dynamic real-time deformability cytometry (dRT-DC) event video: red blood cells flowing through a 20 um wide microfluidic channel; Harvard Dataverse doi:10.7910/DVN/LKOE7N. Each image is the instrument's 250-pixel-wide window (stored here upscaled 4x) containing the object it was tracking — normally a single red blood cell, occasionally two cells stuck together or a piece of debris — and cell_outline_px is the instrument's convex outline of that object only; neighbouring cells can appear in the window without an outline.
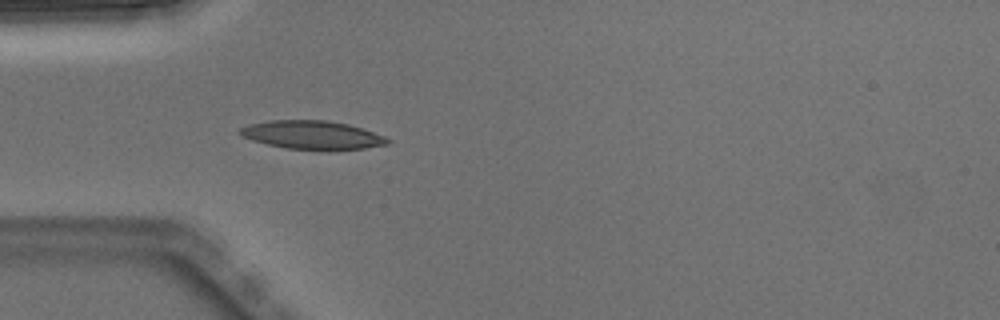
{"species": "Egyptian fruit bat (a non-hibernating species)", "species_latin": "Rousettus aegyptiacus", "temperature_condition": "warm", "stored_images_in_passage": 3, "camera_frame_rate_fps": 3000, "um_per_image_px": 0.085, "animal": {"sex": "male"}, "frame": {"image": 1, "passage_image": 3, "time_ms": 0.667, "image_size_px": [1000, 320], "cell_outline_px": [[392, 140], [388, 144], [364, 148], [288, 148], [268, 144], [252, 140], [244, 136], [240, 132], [240, 128], [248, 124], [268, 120], [328, 120], [348, 124], [384, 136]], "centroid_in_image_um": [26.53, 11.44], "position_along_channel_um": 58.5, "area_um2": 23.7}}